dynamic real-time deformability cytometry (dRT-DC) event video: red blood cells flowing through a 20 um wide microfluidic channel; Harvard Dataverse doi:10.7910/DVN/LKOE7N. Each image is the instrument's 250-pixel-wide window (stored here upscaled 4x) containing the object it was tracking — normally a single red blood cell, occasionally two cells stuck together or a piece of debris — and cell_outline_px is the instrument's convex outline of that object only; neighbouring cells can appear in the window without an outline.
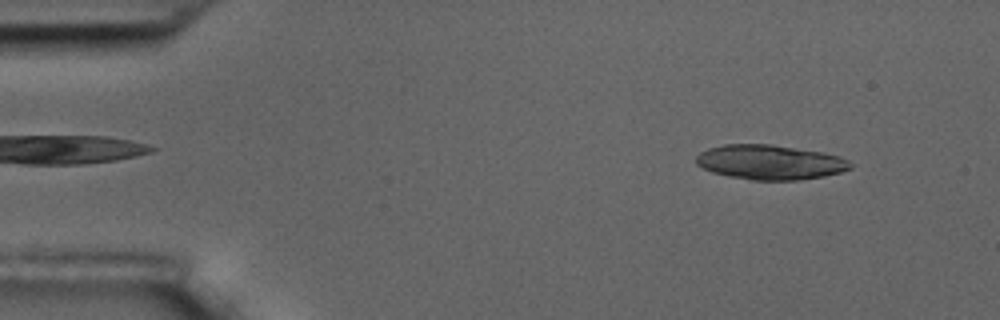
{"species": "common noctule bat (a hibernating species)", "species_latin": "Nyctalus noctula", "temperature_condition": "room temperature", "stored_images_in_passage": 54, "segment_of_instrument_passage": [1, 2], "camera_frame_rate_fps": 3000, "um_per_image_px": 0.085, "animal": {"sex": "male", "body_mass_g": 17.5, "forearm_length_mm": 52.3}, "frame": {"image": 1, "passage_image": 5, "time_ms": 1.333, "image_size_px": [1000, 320], "cell_outline_px": [[852, 168], [840, 172], [824, 176], [796, 180], [752, 180], [728, 176], [712, 172], [696, 164], [696, 156], [700, 152], [708, 148], [724, 144], [772, 144], [824, 152], [840, 156], [848, 160], [852, 164]], "centroid_in_image_um": [65.46, 13.78], "position_along_channel_um": 19.5, "area_um2": 31.33}}